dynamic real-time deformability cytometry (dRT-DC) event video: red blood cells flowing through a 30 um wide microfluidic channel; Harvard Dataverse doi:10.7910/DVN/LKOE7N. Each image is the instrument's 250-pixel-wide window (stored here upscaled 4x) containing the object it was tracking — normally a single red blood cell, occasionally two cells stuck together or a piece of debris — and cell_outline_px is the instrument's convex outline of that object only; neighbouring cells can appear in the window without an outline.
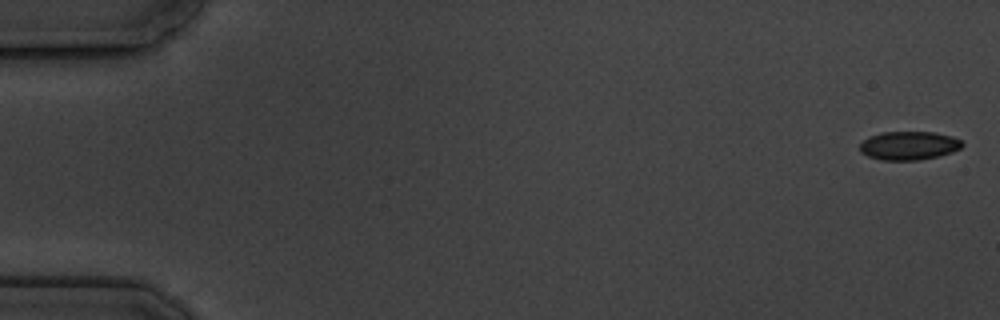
{"species": "common noctule bat (a hibernating species)", "species_latin": "Nyctalus noctula", "temperature_condition": "cold", "stored_images_in_passage": 5, "camera_frame_rate_fps": 3000, "um_per_image_px": 0.085, "animal": {"sex": "male", "body_mass_g": 19.5, "forearm_length_mm": 54.6}, "frame": {"image": 1, "passage_image": 1, "time_ms": 0.0, "image_size_px": [1000, 320], "cell_outline_px": [[964, 144], [960, 148], [952, 152], [940, 156], [920, 160], [880, 160], [868, 156], [860, 152], [860, 144], [868, 136], [880, 132], [932, 132], [952, 136], [960, 140]], "centroid_in_image_um": [77.24, 12.38], "position_along_channel_um": 7.8, "area_um2": 17.17}}
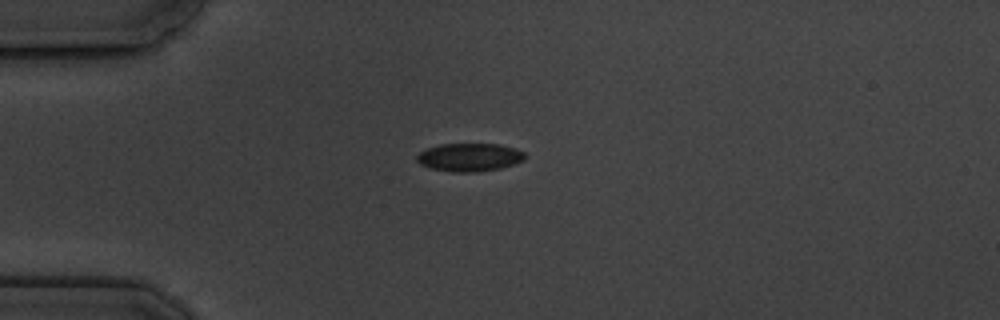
{"frame": {"image": 2, "passage_image": 5, "time_ms": 4.667, "image_size_px": [1000, 320], "cell_outline_px": [[524, 160], [516, 164], [500, 168], [480, 172], [452, 172], [432, 168], [420, 164], [416, 160], [416, 156], [420, 152], [428, 148], [440, 144], [500, 144], [516, 148], [524, 152]], "centroid_in_image_um": [39.93, 13.37], "position_along_channel_um": 45.1, "area_um2": 17.8}}